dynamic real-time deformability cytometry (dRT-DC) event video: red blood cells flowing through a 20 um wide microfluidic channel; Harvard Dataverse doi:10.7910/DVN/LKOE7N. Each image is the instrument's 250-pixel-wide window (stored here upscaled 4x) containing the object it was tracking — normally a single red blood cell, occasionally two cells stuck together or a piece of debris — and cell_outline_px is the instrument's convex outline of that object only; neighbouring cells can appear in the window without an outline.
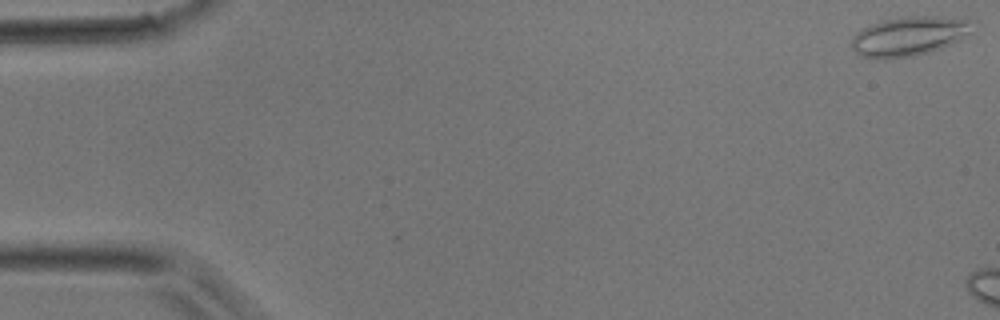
{"species": "common noctule bat (a hibernating species)", "species_latin": "Nyctalus noctula", "temperature_condition": "room temperature", "stored_images_in_passage": 5, "camera_frame_rate_fps": 3000, "um_per_image_px": 0.085, "animal": {"sex": "male", "body_mass_g": 17.9}, "frame": {"image": 1, "passage_image": 1, "time_ms": 0.0, "image_size_px": [1000, 320], "cell_outline_px": [[976, 20], [972, 32], [940, 48], [928, 52], [912, 56], [884, 60], [880, 60], [864, 56], [856, 52], [852, 48], [852, 36], [856, 32], [868, 24], [880, 20], [908, 16], [940, 16]], "centroid_in_image_um": [77.25, 3.05], "position_along_channel_um": 7.7, "area_um2": 27.98}}